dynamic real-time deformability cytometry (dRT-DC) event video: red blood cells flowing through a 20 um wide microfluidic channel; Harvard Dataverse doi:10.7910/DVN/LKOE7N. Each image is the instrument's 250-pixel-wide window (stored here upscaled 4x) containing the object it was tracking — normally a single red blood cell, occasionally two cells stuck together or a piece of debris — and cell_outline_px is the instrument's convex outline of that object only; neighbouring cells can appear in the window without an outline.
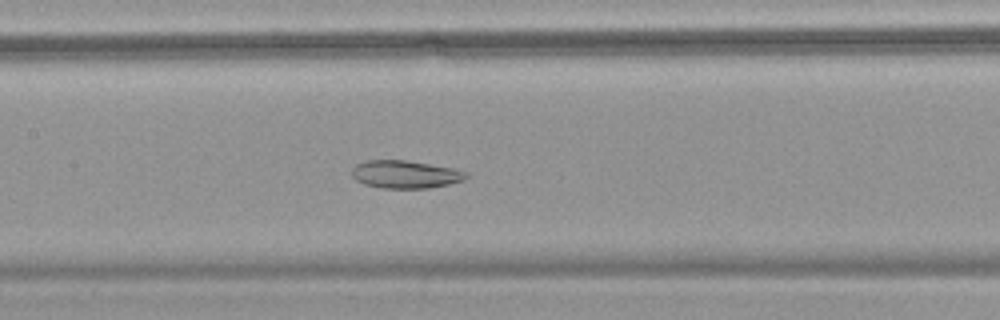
{"species": "common noctule bat (a hibernating species)", "species_latin": "Nyctalus noctula", "temperature_condition": "warm", "stored_images_in_passage": 59, "camera_frame_rate_fps": 3000, "um_per_image_px": 0.085, "animal": {"sex": "female", "body_mass_g": 18.4}, "frame": {"image": 1, "passage_image": 30, "time_ms": 9.667, "image_size_px": [1000, 320], "cell_outline_px": [[468, 176], [464, 180], [448, 184], [428, 188], [380, 188], [364, 184], [356, 180], [352, 176], [352, 168], [356, 164], [368, 160], [404, 160], [452, 168], [468, 172]], "centroid_in_image_um": [34.43, 14.82], "position_along_channel_um": 173.0, "area_um2": 18.44}}
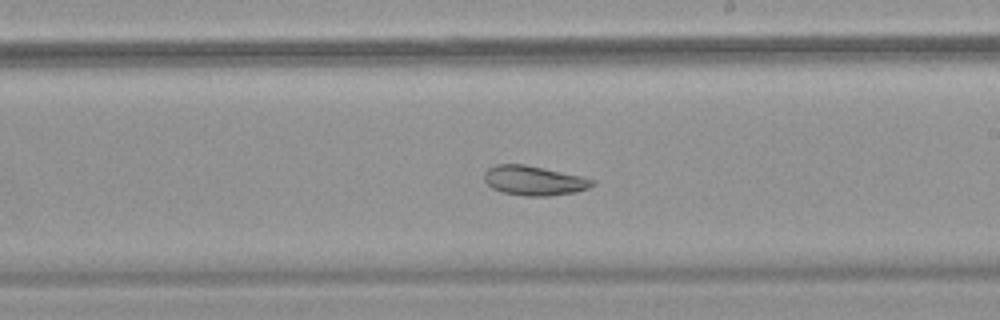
{"frame": {"image": 2, "passage_image": 36, "time_ms": 11.667, "image_size_px": [1000, 320], "cell_outline_px": [[596, 184], [588, 188], [576, 192], [548, 196], [524, 196], [504, 192], [492, 188], [484, 180], [484, 172], [488, 168], [496, 164], [524, 164], [584, 176], [596, 180]], "centroid_in_image_um": [45.43, 15.34], "position_along_channel_um": 243.6, "area_um2": 18.79}}
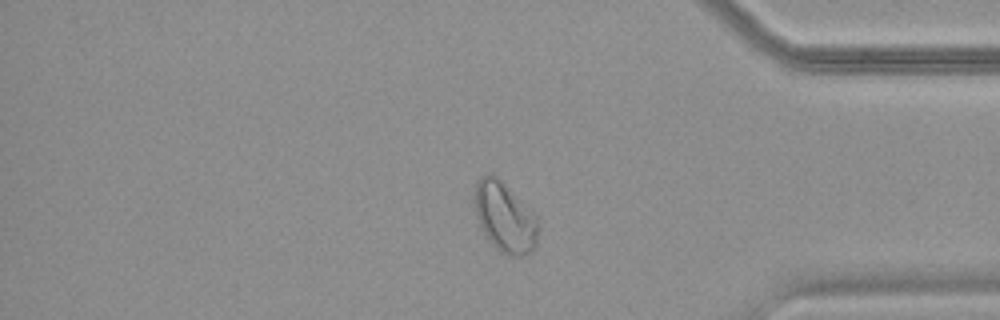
{"frame": {"image": 3, "passage_image": 50, "time_ms": 16.333, "image_size_px": [1000, 320], "cell_outline_px": [[540, 228], [536, 248], [532, 252], [524, 256], [508, 256], [500, 252], [484, 236], [480, 228], [476, 216], [476, 184], [480, 176], [496, 176], [540, 216]], "centroid_in_image_um": [43.0, 18.54], "position_along_channel_um": 392.2, "area_um2": 26.53}, "authors_computed_cell_mechanics": {"area_um2": 27.744, "velocity_mm_per_s": 3.5542, "shape_relaxation_time_tau1_ms": null, "shape_relaxation_time_tau2_ms": 3.4844, "deformation_change_tau1": null, "deformation_change_tau2": 0.0797}}